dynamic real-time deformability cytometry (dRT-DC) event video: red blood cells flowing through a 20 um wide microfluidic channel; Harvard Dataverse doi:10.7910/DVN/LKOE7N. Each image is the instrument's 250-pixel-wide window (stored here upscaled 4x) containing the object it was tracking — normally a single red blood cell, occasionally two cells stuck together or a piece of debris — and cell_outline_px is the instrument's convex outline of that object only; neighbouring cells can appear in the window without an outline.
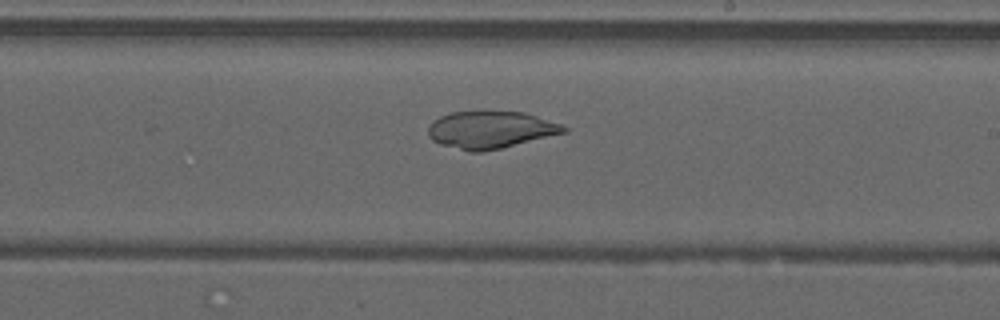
{"species": "common noctule bat (a hibernating species)", "species_latin": "Nyctalus noctula", "temperature_condition": "warm", "stored_images_in_passage": 46, "camera_frame_rate_fps": 3000, "um_per_image_px": 0.085, "animal": {"sex": "male", "forearm_length_mm": 52.5}, "frame": {"image": 1, "passage_image": 27, "time_ms": 8.667, "image_size_px": [1000, 320], "cell_outline_px": [[568, 132], [484, 152], [468, 152], [440, 144], [432, 140], [428, 136], [428, 128], [440, 116], [448, 112], [484, 108], [524, 112], [560, 124], [568, 128]], "centroid_in_image_um": [41.67, 10.99], "position_along_channel_um": 247.3, "area_um2": 30.35}}